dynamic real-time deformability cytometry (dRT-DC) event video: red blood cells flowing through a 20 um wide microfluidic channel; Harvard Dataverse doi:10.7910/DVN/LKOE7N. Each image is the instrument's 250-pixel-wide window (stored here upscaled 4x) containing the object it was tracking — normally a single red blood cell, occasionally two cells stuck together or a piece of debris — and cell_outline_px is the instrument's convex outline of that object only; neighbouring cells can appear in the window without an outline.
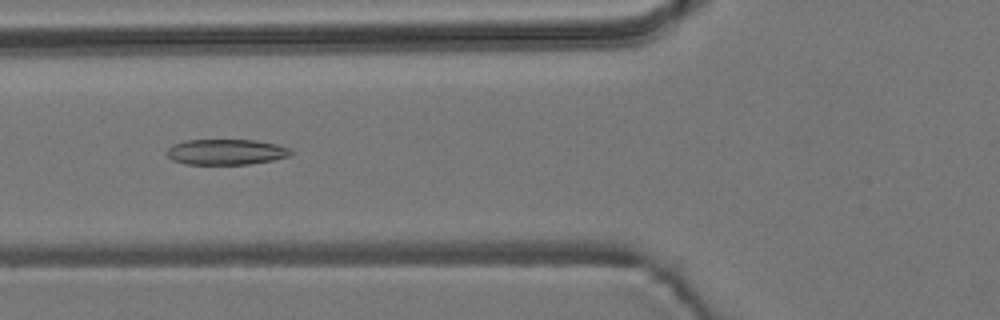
{"species": "common noctule bat (a hibernating species)", "species_latin": "Nyctalus noctula", "temperature_condition": "room temperature", "stored_images_in_passage": 8, "camera_frame_rate_fps": 3000, "um_per_image_px": 0.085, "animal": {"sex": "male", "body_mass_g": 19.2, "forearm_length_mm": 51.8}, "frame": {"image": 1, "passage_image": 6, "time_ms": 6.667, "image_size_px": [1000, 320], "cell_outline_px": [[292, 152], [288, 156], [272, 160], [248, 164], [188, 164], [172, 160], [164, 152], [172, 144], [184, 140], [256, 140], [276, 144], [288, 148]], "centroid_in_image_um": [19.16, 12.91], "position_along_channel_um": 106.6, "area_um2": 18.44}}
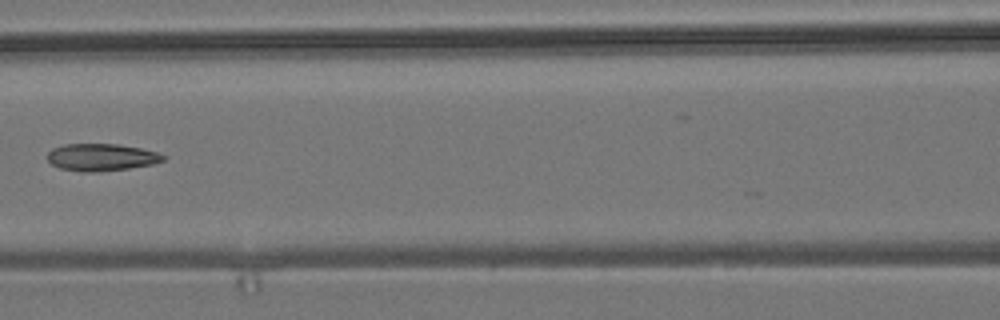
{"frame": {"image": 2, "passage_image": 7, "time_ms": 8.0, "image_size_px": [1000, 320], "cell_outline_px": [[168, 156], [164, 160], [152, 164], [128, 168], [96, 172], [84, 172], [60, 168], [52, 164], [48, 160], [48, 152], [52, 148], [64, 144], [116, 144], [140, 148], [156, 152]], "centroid_in_image_um": [8.61, 13.36], "position_along_channel_um": 158.0, "area_um2": 18.26}}
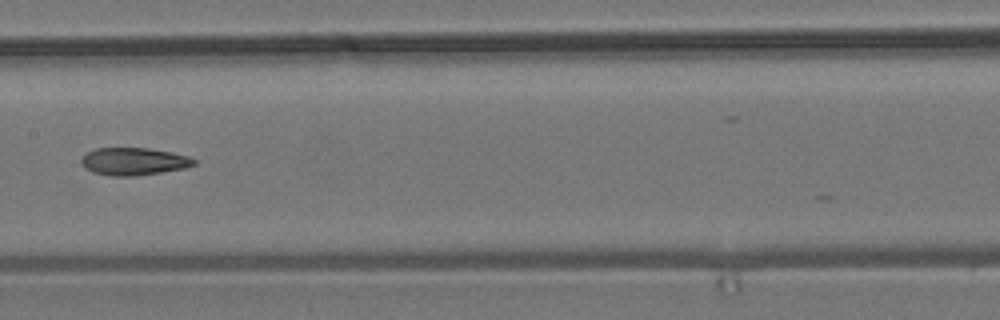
{"frame": {"image": 3, "passage_image": 8, "time_ms": 9.0, "image_size_px": [1000, 320], "cell_outline_px": [[196, 164], [184, 168], [136, 176], [112, 176], [92, 172], [84, 168], [80, 160], [88, 152], [96, 148], [148, 148], [172, 152], [188, 156], [196, 160]], "centroid_in_image_um": [11.36, 13.72], "position_along_channel_um": 196.0, "area_um2": 18.03}}